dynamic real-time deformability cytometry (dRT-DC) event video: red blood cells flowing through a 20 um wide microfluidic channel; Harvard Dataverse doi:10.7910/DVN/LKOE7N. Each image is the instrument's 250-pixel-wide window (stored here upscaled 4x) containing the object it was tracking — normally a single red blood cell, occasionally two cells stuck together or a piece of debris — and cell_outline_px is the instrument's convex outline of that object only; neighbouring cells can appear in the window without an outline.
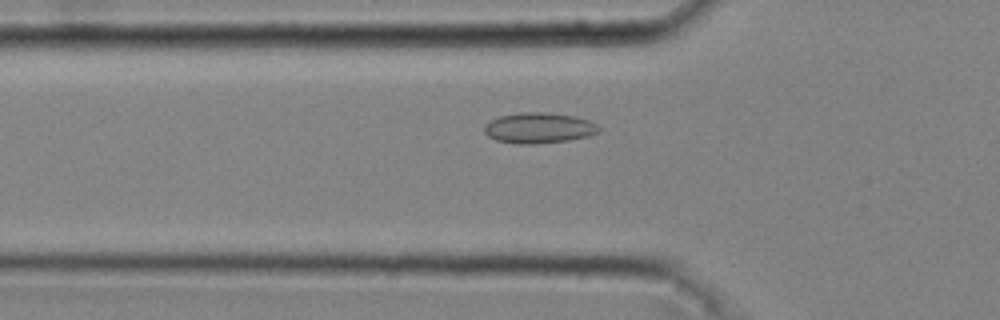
{"species": "common noctule bat (a hibernating species)", "species_latin": "Nyctalus noctula", "temperature_condition": "cold", "stored_images_in_passage": 41, "camera_frame_rate_fps": 3000, "um_per_image_px": 0.085, "animal": {"sex": "male", "body_mass_g": 20.4}, "frame": {"image": 1, "passage_image": 14, "time_ms": 4.333, "image_size_px": [1000, 320], "cell_outline_px": [[600, 132], [588, 136], [568, 140], [536, 144], [516, 144], [496, 140], [488, 136], [484, 132], [484, 124], [500, 116], [524, 112], [544, 112], [576, 116], [588, 120], [596, 124], [600, 128]], "centroid_in_image_um": [45.8, 10.88], "position_along_channel_um": 80.0, "area_um2": 20.46}}
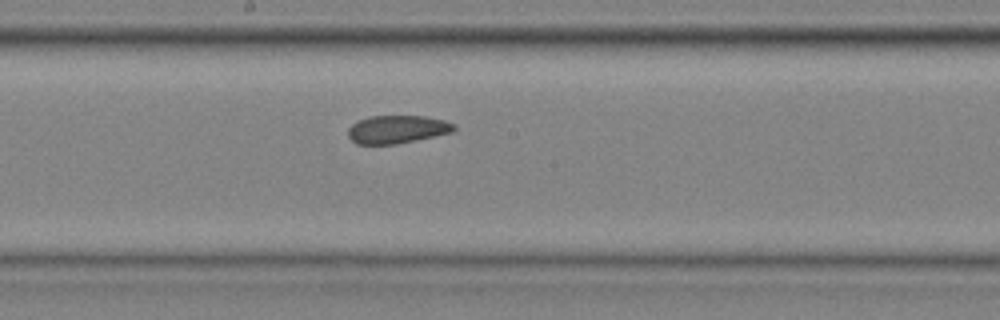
{"frame": {"image": 2, "passage_image": 24, "time_ms": 7.667, "image_size_px": [1000, 320], "cell_outline_px": [[456, 128], [452, 132], [416, 140], [396, 144], [356, 144], [348, 136], [348, 128], [352, 124], [360, 120], [372, 116], [424, 116], [444, 120], [456, 124]], "centroid_in_image_um": [33.77, 10.99], "position_along_channel_um": 214.4, "area_um2": 17.22}}
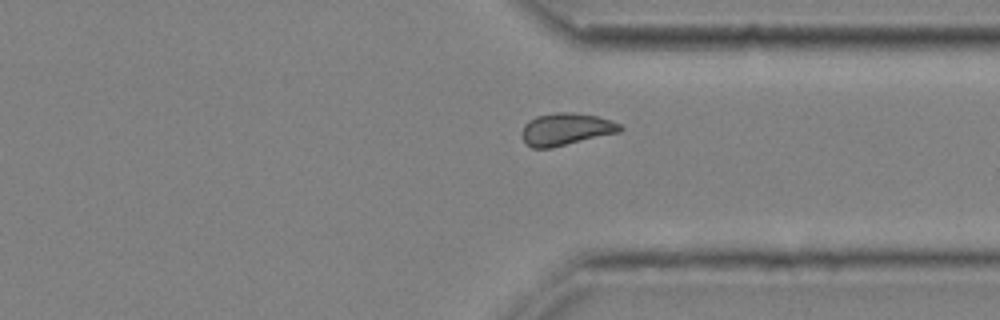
{"frame": {"image": 3, "passage_image": 35, "time_ms": 11.333, "image_size_px": [1000, 320], "cell_outline_px": [[624, 128], [620, 132], [552, 148], [532, 148], [524, 140], [524, 124], [536, 116], [556, 112], [572, 112], [596, 116], [612, 120], [620, 124]], "centroid_in_image_um": [48.16, 10.98], "position_along_channel_um": 363.2, "area_um2": 18.32}, "authors_computed_cell_mechanics": {"area_um2": 18.3226, "velocity_mm_per_s": 4.0377, "shape_relaxation_time_tau1_ms": null, "shape_relaxation_time_tau2_ms": 2.4151, "deformation_change_tau1": null, "deformation_change_tau2": 0.0739}}